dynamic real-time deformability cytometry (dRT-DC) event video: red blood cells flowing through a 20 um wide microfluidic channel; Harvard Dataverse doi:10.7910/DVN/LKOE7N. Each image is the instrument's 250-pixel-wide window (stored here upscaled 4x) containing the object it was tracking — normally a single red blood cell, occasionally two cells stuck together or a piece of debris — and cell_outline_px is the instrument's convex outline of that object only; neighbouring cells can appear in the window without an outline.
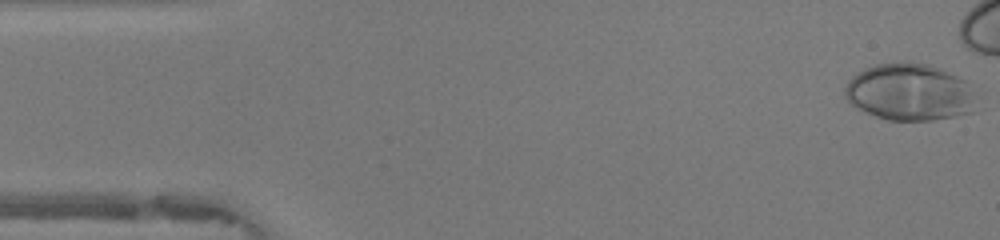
{"species": "human", "species_latin": "Homo sapiens", "temperature_condition": "warm", "stored_images_in_passage": 38, "camera_frame_rate_fps": 3000, "um_per_image_px": 0.085, "donor": {"sex": "female"}, "frame": {"image": 1, "passage_image": 1, "time_ms": 0.0, "image_size_px": [1000, 240], "cell_outline_px": [[980, 96], [972, 112], [956, 116], [932, 120], [888, 120], [876, 116], [856, 108], [844, 96], [844, 88], [848, 80], [852, 76], [864, 68], [876, 64], [904, 60], [908, 60], [928, 64], [940, 68], [964, 80], [980, 92]], "centroid_in_image_um": [77.37, 7.81], "position_along_channel_um": 7.6, "area_um2": 44.68}}
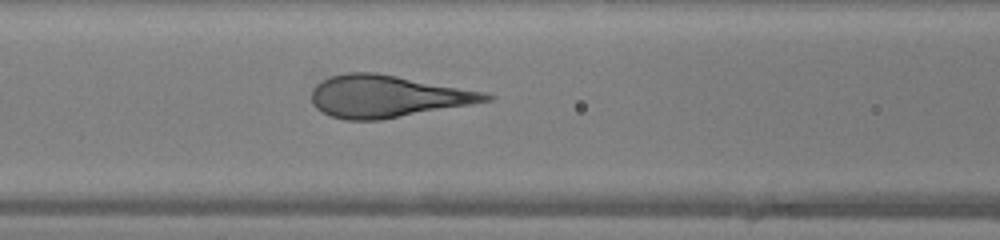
{"frame": {"image": 2, "passage_image": 19, "time_ms": 6.0, "image_size_px": [1000, 240], "cell_outline_px": [[496, 96], [492, 100], [472, 104], [380, 120], [344, 120], [332, 116], [316, 108], [312, 104], [312, 88], [316, 84], [332, 76], [348, 72], [376, 72], [484, 92]], "centroid_in_image_um": [32.91, 8.19], "position_along_channel_um": 133.7, "area_um2": 42.48}}
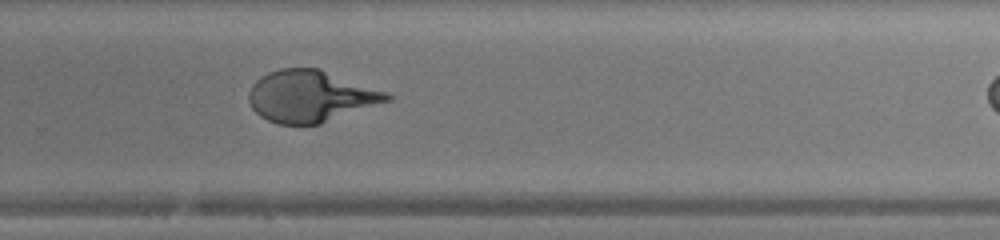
{"frame": {"image": 3, "passage_image": 31, "time_ms": 10.0, "image_size_px": [1000, 240], "cell_outline_px": [[392, 100], [320, 124], [276, 124], [260, 116], [252, 108], [248, 100], [248, 92], [252, 84], [256, 80], [268, 72], [280, 68], [320, 68], [388, 92], [392, 96]], "centroid_in_image_um": [26.4, 8.17], "position_along_channel_um": 303.4, "area_um2": 41.79}}